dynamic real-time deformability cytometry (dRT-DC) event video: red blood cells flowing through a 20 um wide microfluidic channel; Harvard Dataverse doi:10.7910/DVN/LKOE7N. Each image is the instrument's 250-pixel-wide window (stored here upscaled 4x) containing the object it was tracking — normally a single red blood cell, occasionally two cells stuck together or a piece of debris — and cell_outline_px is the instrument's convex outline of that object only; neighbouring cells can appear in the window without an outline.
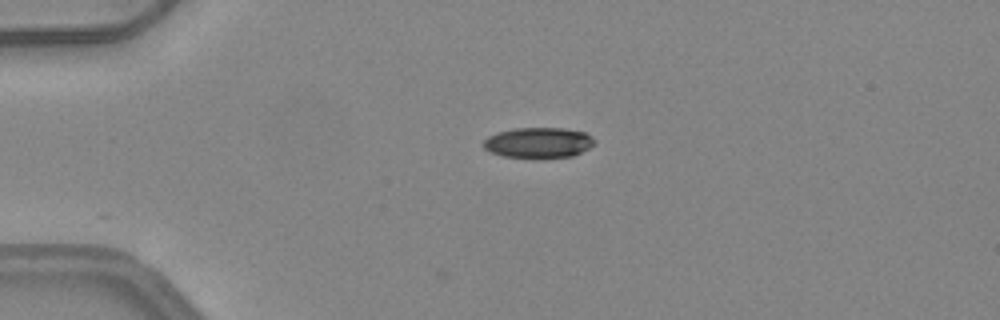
{"species": "common noctule bat (a hibernating species)", "species_latin": "Nyctalus noctula", "temperature_condition": "warm", "stored_images_in_passage": 19, "camera_frame_rate_fps": 3000, "um_per_image_px": 0.085, "animal": {"sex": "female", "body_mass_g": 24.6, "forearm_length_mm": 56.2}, "frame": {"image": 1, "passage_image": 1, "time_ms": 0.0, "image_size_px": [1000, 320], "cell_outline_px": [[596, 144], [572, 156], [544, 160], [532, 160], [504, 156], [492, 152], [484, 148], [484, 140], [488, 136], [496, 132], [516, 128], [564, 128], [584, 132], [592, 136], [596, 140]], "centroid_in_image_um": [45.79, 12.16], "position_along_channel_um": 39.2, "area_um2": 20.4}}
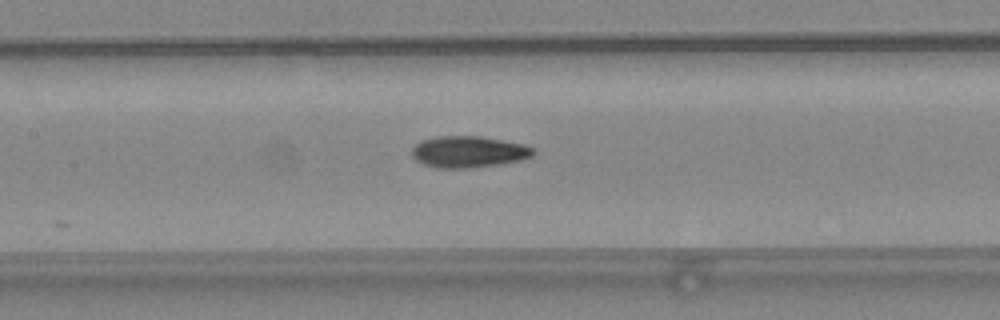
{"frame": {"image": 2, "passage_image": 13, "time_ms": 4.0, "image_size_px": [1000, 320], "cell_outline_px": [[536, 152], [532, 156], [520, 160], [500, 164], [472, 168], [436, 168], [424, 164], [416, 160], [412, 156], [412, 148], [416, 144], [424, 140], [436, 136], [480, 136], [524, 144], [536, 148]], "centroid_in_image_um": [39.86, 12.91], "position_along_channel_um": 167.5, "area_um2": 22.37}}
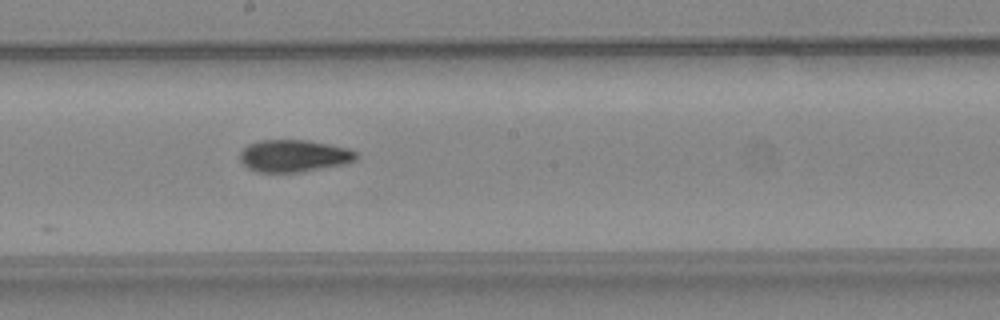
{"frame": {"image": 3, "passage_image": 17, "time_ms": 5.333, "image_size_px": [1000, 320], "cell_outline_px": [[356, 160], [344, 164], [300, 172], [256, 172], [248, 168], [240, 160], [240, 152], [248, 144], [260, 140], [308, 140], [348, 148], [356, 152]], "centroid_in_image_um": [24.96, 13.24], "position_along_channel_um": 223.2, "area_um2": 21.73}}